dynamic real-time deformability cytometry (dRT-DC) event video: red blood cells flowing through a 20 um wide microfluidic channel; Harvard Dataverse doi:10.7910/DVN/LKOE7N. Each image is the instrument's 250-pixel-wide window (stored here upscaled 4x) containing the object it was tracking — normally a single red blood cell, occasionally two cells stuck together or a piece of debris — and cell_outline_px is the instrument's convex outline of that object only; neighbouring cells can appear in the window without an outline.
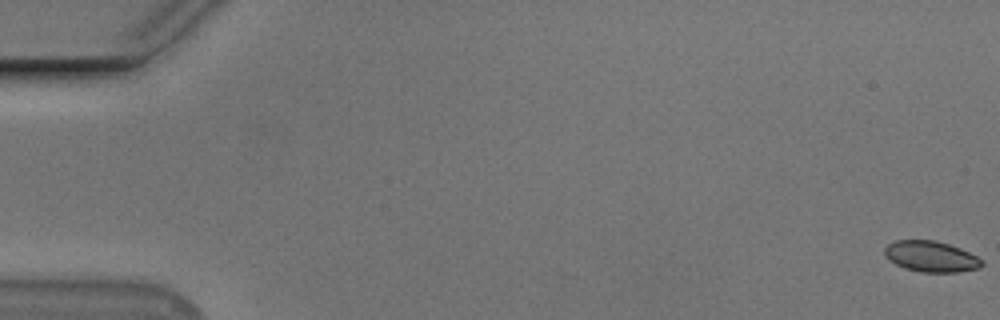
{"species": "Egyptian fruit bat (a non-hibernating species)", "species_latin": "Rousettus aegyptiacus", "temperature_condition": "cold", "stored_images_in_passage": 16, "camera_frame_rate_fps": 3000, "um_per_image_px": 0.085, "animal": {"sex": "male"}, "frame": {"image": 1, "passage_image": 1, "time_ms": 0.0, "image_size_px": [1000, 320], "cell_outline_px": [[984, 264], [980, 268], [956, 272], [920, 272], [904, 268], [888, 260], [884, 256], [884, 248], [888, 244], [896, 240], [936, 240], [960, 248], [984, 260]], "centroid_in_image_um": [79.12, 21.8], "position_along_channel_um": 5.9, "area_um2": 17.63}}